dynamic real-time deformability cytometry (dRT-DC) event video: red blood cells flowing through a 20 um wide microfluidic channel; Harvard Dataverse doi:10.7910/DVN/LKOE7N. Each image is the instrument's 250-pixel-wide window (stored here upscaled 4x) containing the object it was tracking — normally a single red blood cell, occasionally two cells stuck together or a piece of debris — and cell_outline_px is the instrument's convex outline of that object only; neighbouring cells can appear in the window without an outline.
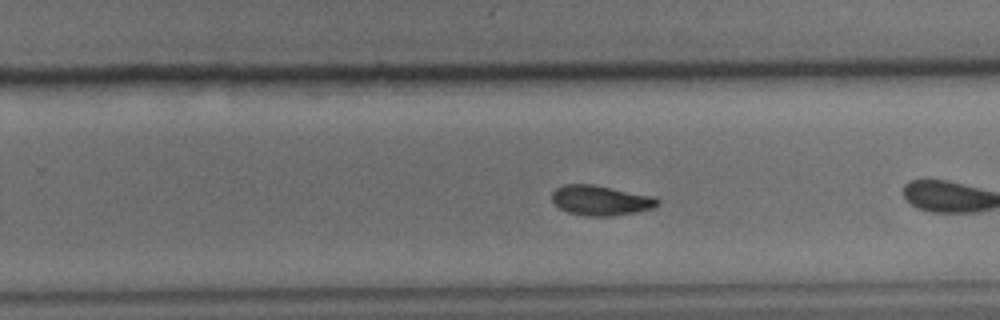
{"species": "common noctule bat (a hibernating species)", "species_latin": "Nyctalus noctula", "temperature_condition": "cold", "stored_images_in_passage": 40, "camera_frame_rate_fps": 3000, "um_per_image_px": 0.085, "animal": {"sex": "male", "body_mass_g": 15.6}, "frame": {"image": 1, "passage_image": 19, "time_ms": 6.0, "image_size_px": [1000, 320], "cell_outline_px": [[660, 204], [652, 208], [636, 212], [612, 216], [584, 216], [568, 212], [560, 208], [552, 200], [552, 192], [556, 188], [564, 184], [592, 184], [656, 196], [660, 200]], "centroid_in_image_um": [51.09, 17.03], "position_along_channel_um": 278.7, "area_um2": 18.61}, "authors_computed_cell_mechanics": {"area_um2": 18.4671, "velocity_mm_per_s": 3.6212, "shape_relaxation_time_tau1_ms": 3.7129, "shape_relaxation_time_tau2_ms": 1.9883, "deformation_change_tau1": 0.1171, "deformation_change_tau2": 0.0613}}